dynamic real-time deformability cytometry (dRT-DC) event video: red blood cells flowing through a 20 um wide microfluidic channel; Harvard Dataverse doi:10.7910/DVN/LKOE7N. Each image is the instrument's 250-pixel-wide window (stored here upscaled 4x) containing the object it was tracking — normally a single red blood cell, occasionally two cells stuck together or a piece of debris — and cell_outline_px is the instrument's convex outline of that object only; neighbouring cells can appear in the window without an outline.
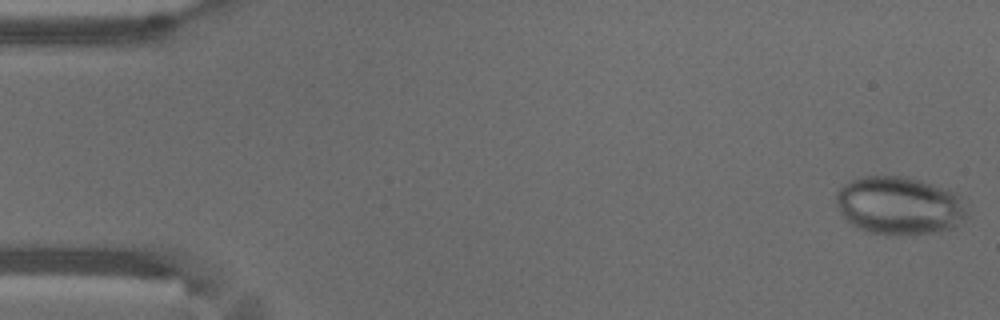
{"species": "common noctule bat (a hibernating species)", "species_latin": "Nyctalus noctula", "temperature_condition": "warm", "stored_images_in_passage": 53, "camera_frame_rate_fps": 3000, "um_per_image_px": 0.085, "animal": {"sex": "male", "body_mass_g": 18.8}, "frame": {"image": 1, "passage_image": 1, "time_ms": 0.0, "image_size_px": [1000, 320], "cell_outline_px": [[972, 216], [956, 228], [912, 236], [888, 236], [868, 232], [856, 228], [840, 212], [836, 204], [836, 192], [844, 184], [852, 180], [864, 176], [900, 176], [916, 180], [956, 192], [960, 196]], "centroid_in_image_um": [76.5, 17.53], "position_along_channel_um": 8.5, "area_um2": 45.14}}
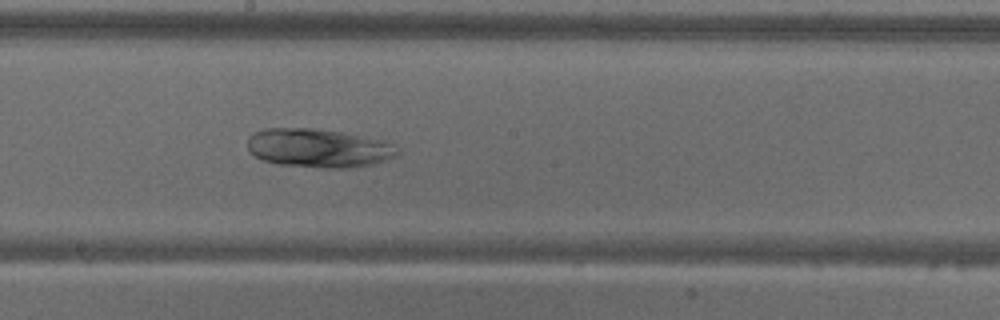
{"frame": {"image": 2, "passage_image": 29, "time_ms": 9.333, "image_size_px": [1000, 320], "cell_outline_px": [[400, 152], [396, 156], [372, 164], [356, 168], [324, 168], [280, 164], [260, 160], [248, 148], [248, 136], [252, 132], [264, 128], [320, 128], [384, 140], [400, 148]], "centroid_in_image_um": [27.09, 12.58], "position_along_channel_um": 221.1, "area_um2": 34.22}}
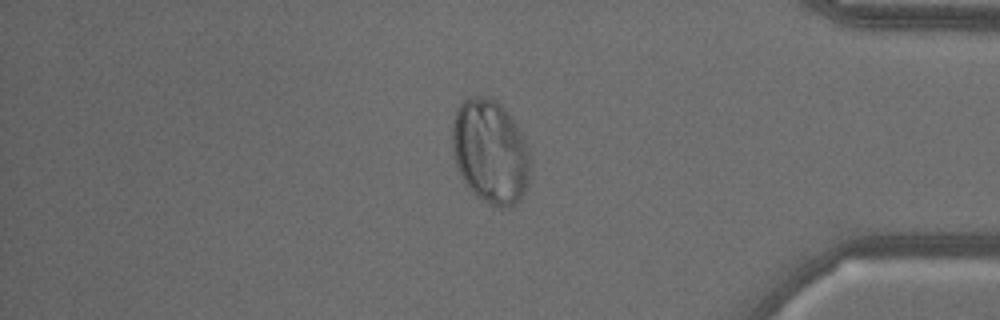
{"frame": {"image": 3, "passage_image": 45, "time_ms": 14.667, "image_size_px": [1000, 320], "cell_outline_px": [[532, 168], [524, 192], [508, 208], [500, 208], [476, 196], [468, 188], [456, 164], [452, 148], [452, 128], [456, 112], [460, 104], [464, 100], [476, 96], [484, 96], [496, 100], [508, 112], [520, 132], [528, 148]], "centroid_in_image_um": [41.68, 12.88], "position_along_channel_um": 393.5, "area_um2": 46.93}}